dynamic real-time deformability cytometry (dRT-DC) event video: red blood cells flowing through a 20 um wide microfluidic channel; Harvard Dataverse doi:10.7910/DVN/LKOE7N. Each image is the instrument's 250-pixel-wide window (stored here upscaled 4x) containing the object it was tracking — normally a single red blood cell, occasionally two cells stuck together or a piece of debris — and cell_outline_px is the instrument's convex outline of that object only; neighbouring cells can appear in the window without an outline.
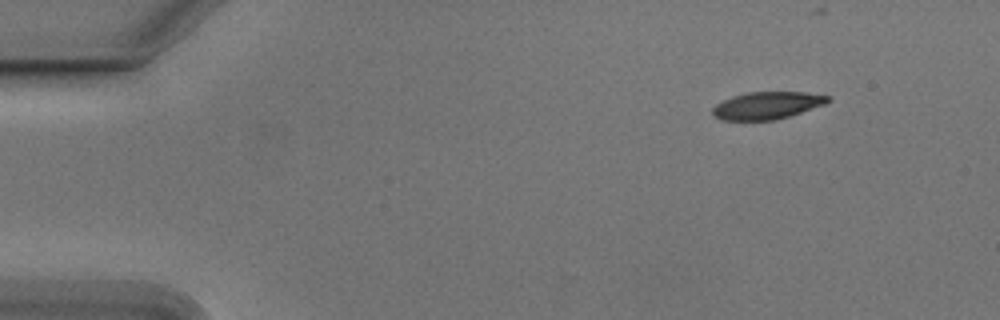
{"species": "Egyptian fruit bat (a non-hibernating species)", "species_latin": "Rousettus aegyptiacus", "temperature_condition": "cold", "stored_images_in_passage": 37, "camera_frame_rate_fps": 3000, "um_per_image_px": 0.085, "animal": {"sex": "male"}, "frame": {"image": 1, "passage_image": 1, "time_ms": 0.0, "image_size_px": [1000, 320], "cell_outline_px": [[832, 100], [824, 104], [776, 120], [720, 120], [712, 112], [712, 108], [716, 104], [732, 96], [748, 92], [808, 92], [832, 96]], "centroid_in_image_um": [65.22, 8.95], "position_along_channel_um": 19.8, "area_um2": 18.32}}
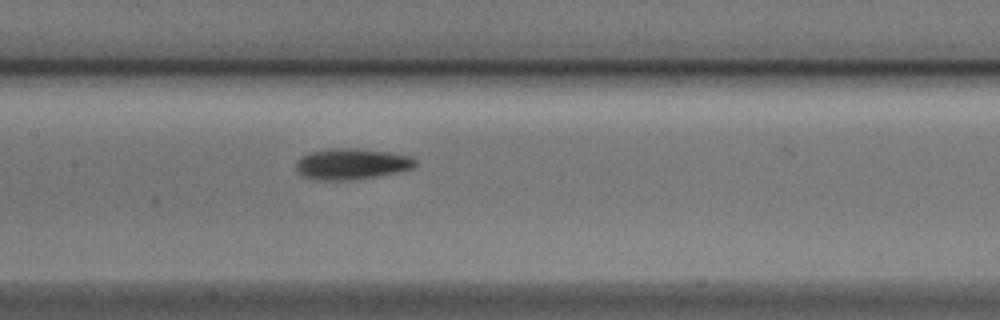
{"frame": {"image": 2, "passage_image": 21, "time_ms": 6.667, "image_size_px": [1000, 320], "cell_outline_px": [[416, 164], [412, 168], [396, 172], [376, 176], [348, 180], [320, 180], [304, 176], [296, 168], [296, 164], [304, 156], [312, 152], [332, 148], [356, 148], [412, 156], [416, 160]], "centroid_in_image_um": [29.92, 13.93], "position_along_channel_um": 177.5, "area_um2": 20.98}}
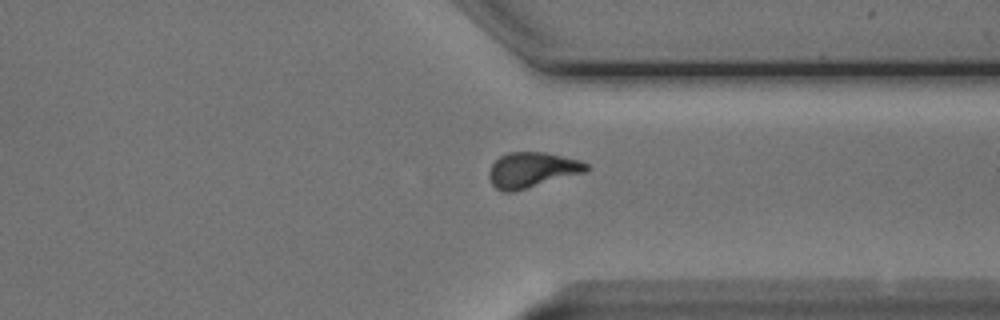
{"frame": {"image": 3, "passage_image": 36, "time_ms": 11.667, "image_size_px": [1000, 320], "cell_outline_px": [[588, 168], [584, 172], [512, 192], [504, 192], [496, 188], [492, 184], [488, 176], [488, 172], [492, 164], [500, 156], [508, 152], [544, 152], [580, 160], [588, 164]], "centroid_in_image_um": [45.18, 14.43], "position_along_channel_um": 366.2, "area_um2": 19.77}}